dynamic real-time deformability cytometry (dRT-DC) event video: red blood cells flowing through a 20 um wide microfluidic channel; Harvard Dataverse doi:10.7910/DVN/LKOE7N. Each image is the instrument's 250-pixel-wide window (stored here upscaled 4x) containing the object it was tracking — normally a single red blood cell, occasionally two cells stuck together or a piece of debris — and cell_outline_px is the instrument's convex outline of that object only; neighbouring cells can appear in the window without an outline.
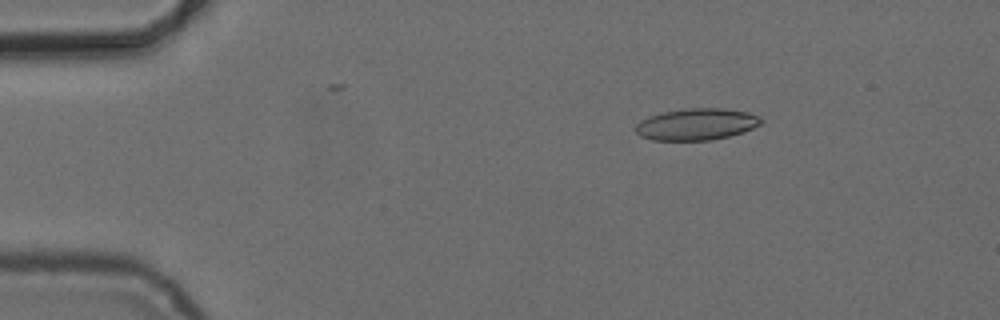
{"species": "common noctule bat (a hibernating species)", "species_latin": "Nyctalus noctula", "temperature_condition": "cold", "stored_images_in_passage": 3, "camera_frame_rate_fps": 3000, "um_per_image_px": 0.085, "animal": {"sex": "female", "body_mass_g": 24.6, "forearm_length_mm": 56.2}, "frame": {"image": 1, "passage_image": 1, "time_ms": 0.0, "image_size_px": [1000, 320], "cell_outline_px": [[764, 124], [744, 132], [712, 140], [652, 140], [640, 136], [636, 132], [636, 124], [640, 120], [648, 116], [664, 112], [688, 108], [724, 108], [748, 112], [760, 116], [764, 120]], "centroid_in_image_um": [59.25, 10.56], "position_along_channel_um": 25.7, "area_um2": 23.41}}